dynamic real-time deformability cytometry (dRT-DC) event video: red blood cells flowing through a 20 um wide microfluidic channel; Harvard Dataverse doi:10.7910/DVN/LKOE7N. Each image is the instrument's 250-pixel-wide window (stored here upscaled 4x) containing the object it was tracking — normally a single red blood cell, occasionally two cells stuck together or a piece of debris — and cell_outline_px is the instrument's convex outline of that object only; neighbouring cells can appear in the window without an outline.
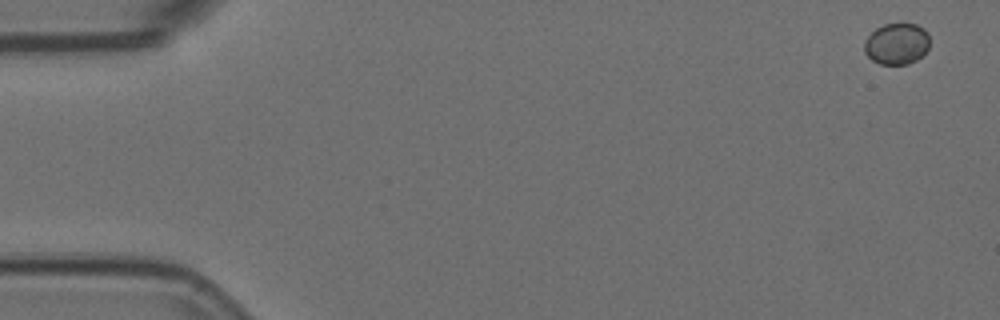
{"species": "Egyptian fruit bat (a non-hibernating species)", "species_latin": "Rousettus aegyptiacus", "temperature_condition": "room temperature", "stored_images_in_passage": 15, "camera_frame_rate_fps": 3000, "um_per_image_px": 0.085, "animal": {"sex": "female"}, "frame": {"image": 1, "passage_image": 1, "time_ms": 0.0, "image_size_px": [1000, 320], "cell_outline_px": [[928, 48], [916, 60], [908, 64], [880, 64], [872, 60], [864, 52], [864, 40], [876, 28], [884, 24], [916, 24], [924, 28], [928, 32]], "centroid_in_image_um": [76.2, 3.72], "position_along_channel_um": 8.8, "area_um2": 15.66}}
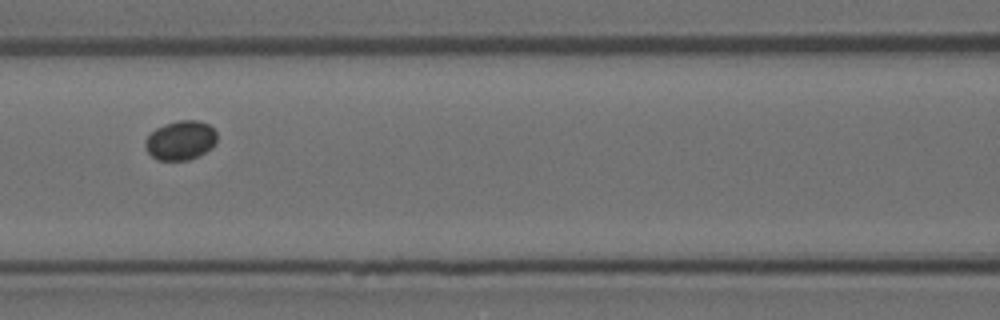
{"frame": {"image": 2, "passage_image": 7, "time_ms": 2.0, "image_size_px": [1000, 320], "cell_outline_px": [[216, 140], [204, 152], [188, 160], [156, 160], [148, 152], [144, 144], [144, 140], [156, 128], [164, 124], [176, 120], [196, 120], [208, 124], [216, 132]], "centroid_in_image_um": [15.3, 11.91], "position_along_channel_um": 151.3, "area_um2": 16.18}}
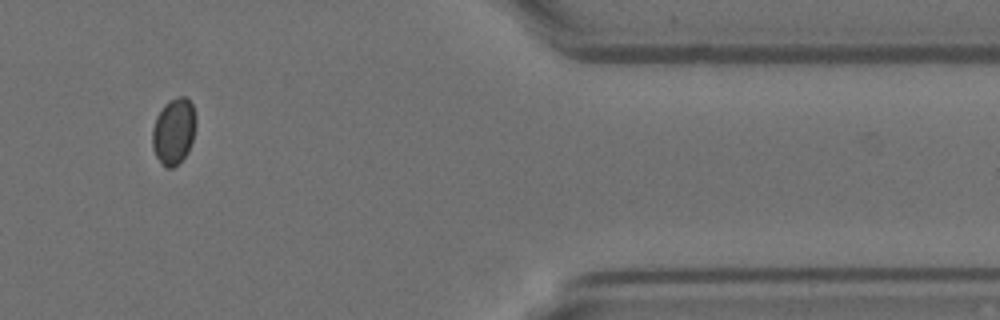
{"frame": {"image": 3, "passage_image": 13, "time_ms": 4.0, "image_size_px": [1000, 320], "cell_outline_px": [[196, 124], [192, 140], [188, 152], [172, 168], [164, 168], [156, 156], [152, 148], [152, 128], [156, 116], [164, 104], [168, 100], [176, 96], [184, 96], [192, 104], [196, 120]], "centroid_in_image_um": [14.75, 11.14], "position_along_channel_um": 396.7, "area_um2": 16.94}}